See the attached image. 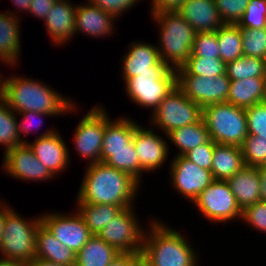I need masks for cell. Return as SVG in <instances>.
<instances>
[{
  "label": "cell",
  "instance_id": "6da1fadb",
  "mask_svg": "<svg viewBox=\"0 0 266 266\" xmlns=\"http://www.w3.org/2000/svg\"><path fill=\"white\" fill-rule=\"evenodd\" d=\"M13 75H2L1 98L14 112L35 111L62 116L77 113L80 109L77 102L74 103L69 96L62 95L50 84Z\"/></svg>",
  "mask_w": 266,
  "mask_h": 266
},
{
  "label": "cell",
  "instance_id": "7a4b0ae2",
  "mask_svg": "<svg viewBox=\"0 0 266 266\" xmlns=\"http://www.w3.org/2000/svg\"><path fill=\"white\" fill-rule=\"evenodd\" d=\"M77 199L82 203L131 207L141 185L129 174L103 162L85 165Z\"/></svg>",
  "mask_w": 266,
  "mask_h": 266
},
{
  "label": "cell",
  "instance_id": "3957f363",
  "mask_svg": "<svg viewBox=\"0 0 266 266\" xmlns=\"http://www.w3.org/2000/svg\"><path fill=\"white\" fill-rule=\"evenodd\" d=\"M148 220V226H144L148 228L144 232L141 257L149 266L200 265L199 252L190 238L156 217Z\"/></svg>",
  "mask_w": 266,
  "mask_h": 266
},
{
  "label": "cell",
  "instance_id": "277c9868",
  "mask_svg": "<svg viewBox=\"0 0 266 266\" xmlns=\"http://www.w3.org/2000/svg\"><path fill=\"white\" fill-rule=\"evenodd\" d=\"M150 17L159 29L156 46L160 59L170 69H179L191 55L196 32L178 11L157 12Z\"/></svg>",
  "mask_w": 266,
  "mask_h": 266
},
{
  "label": "cell",
  "instance_id": "5b68a950",
  "mask_svg": "<svg viewBox=\"0 0 266 266\" xmlns=\"http://www.w3.org/2000/svg\"><path fill=\"white\" fill-rule=\"evenodd\" d=\"M41 215L24 218L6 203L4 234L0 242V258L29 262L36 255L37 230Z\"/></svg>",
  "mask_w": 266,
  "mask_h": 266
},
{
  "label": "cell",
  "instance_id": "8992f818",
  "mask_svg": "<svg viewBox=\"0 0 266 266\" xmlns=\"http://www.w3.org/2000/svg\"><path fill=\"white\" fill-rule=\"evenodd\" d=\"M202 119L217 144L241 147L248 136L245 108L228 102L211 104L202 108Z\"/></svg>",
  "mask_w": 266,
  "mask_h": 266
},
{
  "label": "cell",
  "instance_id": "52a82bcc",
  "mask_svg": "<svg viewBox=\"0 0 266 266\" xmlns=\"http://www.w3.org/2000/svg\"><path fill=\"white\" fill-rule=\"evenodd\" d=\"M149 119L150 125L155 130L158 129L159 132L167 134L175 129L199 122L202 119V108L175 86L149 116Z\"/></svg>",
  "mask_w": 266,
  "mask_h": 266
},
{
  "label": "cell",
  "instance_id": "ba28073f",
  "mask_svg": "<svg viewBox=\"0 0 266 266\" xmlns=\"http://www.w3.org/2000/svg\"><path fill=\"white\" fill-rule=\"evenodd\" d=\"M202 217L214 223L241 222L242 210L226 180H214L193 201Z\"/></svg>",
  "mask_w": 266,
  "mask_h": 266
},
{
  "label": "cell",
  "instance_id": "9c48e42d",
  "mask_svg": "<svg viewBox=\"0 0 266 266\" xmlns=\"http://www.w3.org/2000/svg\"><path fill=\"white\" fill-rule=\"evenodd\" d=\"M123 86L131 102L153 113L176 86V71L139 74L129 78Z\"/></svg>",
  "mask_w": 266,
  "mask_h": 266
},
{
  "label": "cell",
  "instance_id": "30bf717a",
  "mask_svg": "<svg viewBox=\"0 0 266 266\" xmlns=\"http://www.w3.org/2000/svg\"><path fill=\"white\" fill-rule=\"evenodd\" d=\"M135 206L124 208L97 236L119 253H141L145 229ZM142 224V225H141Z\"/></svg>",
  "mask_w": 266,
  "mask_h": 266
},
{
  "label": "cell",
  "instance_id": "8fae6325",
  "mask_svg": "<svg viewBox=\"0 0 266 266\" xmlns=\"http://www.w3.org/2000/svg\"><path fill=\"white\" fill-rule=\"evenodd\" d=\"M90 110V111H89ZM78 121L73 132V148L87 165L101 162V148L105 131V107L94 105Z\"/></svg>",
  "mask_w": 266,
  "mask_h": 266
},
{
  "label": "cell",
  "instance_id": "7c38bea8",
  "mask_svg": "<svg viewBox=\"0 0 266 266\" xmlns=\"http://www.w3.org/2000/svg\"><path fill=\"white\" fill-rule=\"evenodd\" d=\"M170 184L176 194L191 204L214 181L210 170L201 168L184 156H174L169 163Z\"/></svg>",
  "mask_w": 266,
  "mask_h": 266
},
{
  "label": "cell",
  "instance_id": "4fadbf2b",
  "mask_svg": "<svg viewBox=\"0 0 266 266\" xmlns=\"http://www.w3.org/2000/svg\"><path fill=\"white\" fill-rule=\"evenodd\" d=\"M231 80L227 74L214 77L176 75V86L201 108L227 102Z\"/></svg>",
  "mask_w": 266,
  "mask_h": 266
},
{
  "label": "cell",
  "instance_id": "5bb4252c",
  "mask_svg": "<svg viewBox=\"0 0 266 266\" xmlns=\"http://www.w3.org/2000/svg\"><path fill=\"white\" fill-rule=\"evenodd\" d=\"M41 223L76 254L93 235L76 209L68 214L54 210L44 212L41 215Z\"/></svg>",
  "mask_w": 266,
  "mask_h": 266
},
{
  "label": "cell",
  "instance_id": "9a60e30c",
  "mask_svg": "<svg viewBox=\"0 0 266 266\" xmlns=\"http://www.w3.org/2000/svg\"><path fill=\"white\" fill-rule=\"evenodd\" d=\"M3 155L2 171L16 180L37 183L55 179L27 143L16 146Z\"/></svg>",
  "mask_w": 266,
  "mask_h": 266
},
{
  "label": "cell",
  "instance_id": "2e32d148",
  "mask_svg": "<svg viewBox=\"0 0 266 266\" xmlns=\"http://www.w3.org/2000/svg\"><path fill=\"white\" fill-rule=\"evenodd\" d=\"M162 134H157L149 124V127L142 126L141 123L136 122V129L133 136V143L141 169L146 173L154 172L158 168L164 167L169 158V146L167 139ZM165 138V139H164Z\"/></svg>",
  "mask_w": 266,
  "mask_h": 266
},
{
  "label": "cell",
  "instance_id": "e0dca14e",
  "mask_svg": "<svg viewBox=\"0 0 266 266\" xmlns=\"http://www.w3.org/2000/svg\"><path fill=\"white\" fill-rule=\"evenodd\" d=\"M27 144L54 177L68 170L66 168L69 167L71 164L69 162L72 160L70 151L64 137L56 128H46V131Z\"/></svg>",
  "mask_w": 266,
  "mask_h": 266
},
{
  "label": "cell",
  "instance_id": "ac0fdd59",
  "mask_svg": "<svg viewBox=\"0 0 266 266\" xmlns=\"http://www.w3.org/2000/svg\"><path fill=\"white\" fill-rule=\"evenodd\" d=\"M128 49L122 57L121 78L123 84L134 76L144 73H167L170 68L160 59L155 43L133 41L128 44Z\"/></svg>",
  "mask_w": 266,
  "mask_h": 266
},
{
  "label": "cell",
  "instance_id": "d6986e66",
  "mask_svg": "<svg viewBox=\"0 0 266 266\" xmlns=\"http://www.w3.org/2000/svg\"><path fill=\"white\" fill-rule=\"evenodd\" d=\"M84 1L77 4L75 11V35L82 33L83 36L87 34L88 37L101 39L111 37L116 31L115 25L119 20L112 13L102 10L87 0Z\"/></svg>",
  "mask_w": 266,
  "mask_h": 266
},
{
  "label": "cell",
  "instance_id": "ffe728a7",
  "mask_svg": "<svg viewBox=\"0 0 266 266\" xmlns=\"http://www.w3.org/2000/svg\"><path fill=\"white\" fill-rule=\"evenodd\" d=\"M71 0H56L43 20L47 35L54 46L69 44L75 36V11L77 5Z\"/></svg>",
  "mask_w": 266,
  "mask_h": 266
},
{
  "label": "cell",
  "instance_id": "44dd1931",
  "mask_svg": "<svg viewBox=\"0 0 266 266\" xmlns=\"http://www.w3.org/2000/svg\"><path fill=\"white\" fill-rule=\"evenodd\" d=\"M178 13L197 32H215L224 25L215 0H185Z\"/></svg>",
  "mask_w": 266,
  "mask_h": 266
},
{
  "label": "cell",
  "instance_id": "7402d4cb",
  "mask_svg": "<svg viewBox=\"0 0 266 266\" xmlns=\"http://www.w3.org/2000/svg\"><path fill=\"white\" fill-rule=\"evenodd\" d=\"M21 18L0 12V63L5 67L18 66L21 56Z\"/></svg>",
  "mask_w": 266,
  "mask_h": 266
},
{
  "label": "cell",
  "instance_id": "603a6c76",
  "mask_svg": "<svg viewBox=\"0 0 266 266\" xmlns=\"http://www.w3.org/2000/svg\"><path fill=\"white\" fill-rule=\"evenodd\" d=\"M227 183L241 210L260 201V175L257 167L243 166Z\"/></svg>",
  "mask_w": 266,
  "mask_h": 266
},
{
  "label": "cell",
  "instance_id": "cb8c5ba5",
  "mask_svg": "<svg viewBox=\"0 0 266 266\" xmlns=\"http://www.w3.org/2000/svg\"><path fill=\"white\" fill-rule=\"evenodd\" d=\"M35 257L64 266H75L76 262V253L56 239L43 224L37 230Z\"/></svg>",
  "mask_w": 266,
  "mask_h": 266
},
{
  "label": "cell",
  "instance_id": "d4e9b609",
  "mask_svg": "<svg viewBox=\"0 0 266 266\" xmlns=\"http://www.w3.org/2000/svg\"><path fill=\"white\" fill-rule=\"evenodd\" d=\"M266 97V77H252L231 80L227 102L242 108L264 102Z\"/></svg>",
  "mask_w": 266,
  "mask_h": 266
},
{
  "label": "cell",
  "instance_id": "484cf974",
  "mask_svg": "<svg viewBox=\"0 0 266 266\" xmlns=\"http://www.w3.org/2000/svg\"><path fill=\"white\" fill-rule=\"evenodd\" d=\"M243 166V152L240 146L215 143L211 172L214 180H227Z\"/></svg>",
  "mask_w": 266,
  "mask_h": 266
},
{
  "label": "cell",
  "instance_id": "4316f807",
  "mask_svg": "<svg viewBox=\"0 0 266 266\" xmlns=\"http://www.w3.org/2000/svg\"><path fill=\"white\" fill-rule=\"evenodd\" d=\"M101 162L129 174L142 186L141 181L146 173L140 167L133 140L125 148L101 149Z\"/></svg>",
  "mask_w": 266,
  "mask_h": 266
},
{
  "label": "cell",
  "instance_id": "83f0119b",
  "mask_svg": "<svg viewBox=\"0 0 266 266\" xmlns=\"http://www.w3.org/2000/svg\"><path fill=\"white\" fill-rule=\"evenodd\" d=\"M105 109V131L101 149L125 148L132 141L136 129V121L132 117L121 116L110 119Z\"/></svg>",
  "mask_w": 266,
  "mask_h": 266
},
{
  "label": "cell",
  "instance_id": "f1b7e54d",
  "mask_svg": "<svg viewBox=\"0 0 266 266\" xmlns=\"http://www.w3.org/2000/svg\"><path fill=\"white\" fill-rule=\"evenodd\" d=\"M166 135L168 143H173L176 149L179 150L174 153V155L176 154L175 156H183L189 150L210 140L209 132L203 119L197 123L170 131Z\"/></svg>",
  "mask_w": 266,
  "mask_h": 266
},
{
  "label": "cell",
  "instance_id": "f546056e",
  "mask_svg": "<svg viewBox=\"0 0 266 266\" xmlns=\"http://www.w3.org/2000/svg\"><path fill=\"white\" fill-rule=\"evenodd\" d=\"M75 199L77 205L75 209L82 216L85 225L93 235H97L111 219L124 209L119 205L82 203L77 198Z\"/></svg>",
  "mask_w": 266,
  "mask_h": 266
},
{
  "label": "cell",
  "instance_id": "4dcf8cb0",
  "mask_svg": "<svg viewBox=\"0 0 266 266\" xmlns=\"http://www.w3.org/2000/svg\"><path fill=\"white\" fill-rule=\"evenodd\" d=\"M118 254L113 246L97 235H92L76 254L75 266H108Z\"/></svg>",
  "mask_w": 266,
  "mask_h": 266
},
{
  "label": "cell",
  "instance_id": "1f68e13d",
  "mask_svg": "<svg viewBox=\"0 0 266 266\" xmlns=\"http://www.w3.org/2000/svg\"><path fill=\"white\" fill-rule=\"evenodd\" d=\"M216 34L221 60L228 63L243 56L241 28L237 24H224Z\"/></svg>",
  "mask_w": 266,
  "mask_h": 266
},
{
  "label": "cell",
  "instance_id": "d6a6232c",
  "mask_svg": "<svg viewBox=\"0 0 266 266\" xmlns=\"http://www.w3.org/2000/svg\"><path fill=\"white\" fill-rule=\"evenodd\" d=\"M176 71V75L214 77L226 74V63L220 58L189 57Z\"/></svg>",
  "mask_w": 266,
  "mask_h": 266
},
{
  "label": "cell",
  "instance_id": "836d02e7",
  "mask_svg": "<svg viewBox=\"0 0 266 266\" xmlns=\"http://www.w3.org/2000/svg\"><path fill=\"white\" fill-rule=\"evenodd\" d=\"M226 74L230 80L266 77V60L243 55L226 63Z\"/></svg>",
  "mask_w": 266,
  "mask_h": 266
},
{
  "label": "cell",
  "instance_id": "e575fe53",
  "mask_svg": "<svg viewBox=\"0 0 266 266\" xmlns=\"http://www.w3.org/2000/svg\"><path fill=\"white\" fill-rule=\"evenodd\" d=\"M22 144L18 134L16 112L0 98V147L3 145V154Z\"/></svg>",
  "mask_w": 266,
  "mask_h": 266
},
{
  "label": "cell",
  "instance_id": "d590c367",
  "mask_svg": "<svg viewBox=\"0 0 266 266\" xmlns=\"http://www.w3.org/2000/svg\"><path fill=\"white\" fill-rule=\"evenodd\" d=\"M241 36L244 56L266 60V27L260 29L241 28Z\"/></svg>",
  "mask_w": 266,
  "mask_h": 266
},
{
  "label": "cell",
  "instance_id": "8d00e7d4",
  "mask_svg": "<svg viewBox=\"0 0 266 266\" xmlns=\"http://www.w3.org/2000/svg\"><path fill=\"white\" fill-rule=\"evenodd\" d=\"M241 148L246 166L261 167L266 165V139L248 135Z\"/></svg>",
  "mask_w": 266,
  "mask_h": 266
},
{
  "label": "cell",
  "instance_id": "74e56055",
  "mask_svg": "<svg viewBox=\"0 0 266 266\" xmlns=\"http://www.w3.org/2000/svg\"><path fill=\"white\" fill-rule=\"evenodd\" d=\"M189 57L220 58L216 31L195 33L192 51Z\"/></svg>",
  "mask_w": 266,
  "mask_h": 266
},
{
  "label": "cell",
  "instance_id": "f35d334b",
  "mask_svg": "<svg viewBox=\"0 0 266 266\" xmlns=\"http://www.w3.org/2000/svg\"><path fill=\"white\" fill-rule=\"evenodd\" d=\"M19 116H22V117H19ZM50 116L59 117V115H51L48 113H40V112H35V111H26V112L16 113L18 134H19L21 142L27 143L29 140L27 138L25 139L24 137L25 136L29 137V134H31L32 131H34L38 135L39 133L38 128H41L42 125L45 124L43 118L45 117L50 118ZM18 117L21 119V121L19 120Z\"/></svg>",
  "mask_w": 266,
  "mask_h": 266
},
{
  "label": "cell",
  "instance_id": "ab89813d",
  "mask_svg": "<svg viewBox=\"0 0 266 266\" xmlns=\"http://www.w3.org/2000/svg\"><path fill=\"white\" fill-rule=\"evenodd\" d=\"M237 25L240 28L251 29L266 27V0H250Z\"/></svg>",
  "mask_w": 266,
  "mask_h": 266
},
{
  "label": "cell",
  "instance_id": "60d3db41",
  "mask_svg": "<svg viewBox=\"0 0 266 266\" xmlns=\"http://www.w3.org/2000/svg\"><path fill=\"white\" fill-rule=\"evenodd\" d=\"M249 3L250 0H215L224 24H238Z\"/></svg>",
  "mask_w": 266,
  "mask_h": 266
},
{
  "label": "cell",
  "instance_id": "b9f144b4",
  "mask_svg": "<svg viewBox=\"0 0 266 266\" xmlns=\"http://www.w3.org/2000/svg\"><path fill=\"white\" fill-rule=\"evenodd\" d=\"M248 135L266 139V103L262 102L245 108Z\"/></svg>",
  "mask_w": 266,
  "mask_h": 266
},
{
  "label": "cell",
  "instance_id": "7bdbcfd3",
  "mask_svg": "<svg viewBox=\"0 0 266 266\" xmlns=\"http://www.w3.org/2000/svg\"><path fill=\"white\" fill-rule=\"evenodd\" d=\"M260 233H266V202H256L242 210L241 221Z\"/></svg>",
  "mask_w": 266,
  "mask_h": 266
},
{
  "label": "cell",
  "instance_id": "ee69618b",
  "mask_svg": "<svg viewBox=\"0 0 266 266\" xmlns=\"http://www.w3.org/2000/svg\"><path fill=\"white\" fill-rule=\"evenodd\" d=\"M214 148L215 142L210 139L207 143L189 150L183 156L197 166L211 171Z\"/></svg>",
  "mask_w": 266,
  "mask_h": 266
},
{
  "label": "cell",
  "instance_id": "f6af8a7d",
  "mask_svg": "<svg viewBox=\"0 0 266 266\" xmlns=\"http://www.w3.org/2000/svg\"><path fill=\"white\" fill-rule=\"evenodd\" d=\"M95 6L100 7L102 10L112 13L117 19L126 14L125 11H130L136 4L141 3L143 0H87ZM119 16V17H118Z\"/></svg>",
  "mask_w": 266,
  "mask_h": 266
},
{
  "label": "cell",
  "instance_id": "bcb514c9",
  "mask_svg": "<svg viewBox=\"0 0 266 266\" xmlns=\"http://www.w3.org/2000/svg\"><path fill=\"white\" fill-rule=\"evenodd\" d=\"M55 1L56 0H32L28 14L43 21L54 6Z\"/></svg>",
  "mask_w": 266,
  "mask_h": 266
},
{
  "label": "cell",
  "instance_id": "7dc6e473",
  "mask_svg": "<svg viewBox=\"0 0 266 266\" xmlns=\"http://www.w3.org/2000/svg\"><path fill=\"white\" fill-rule=\"evenodd\" d=\"M185 0H150L149 14L162 11H177Z\"/></svg>",
  "mask_w": 266,
  "mask_h": 266
},
{
  "label": "cell",
  "instance_id": "c3c4849f",
  "mask_svg": "<svg viewBox=\"0 0 266 266\" xmlns=\"http://www.w3.org/2000/svg\"><path fill=\"white\" fill-rule=\"evenodd\" d=\"M140 257L141 253H119L108 266H132Z\"/></svg>",
  "mask_w": 266,
  "mask_h": 266
},
{
  "label": "cell",
  "instance_id": "681fc988",
  "mask_svg": "<svg viewBox=\"0 0 266 266\" xmlns=\"http://www.w3.org/2000/svg\"><path fill=\"white\" fill-rule=\"evenodd\" d=\"M11 2L14 4L13 7H15L14 12L13 10H8V14L13 15L17 18H20L18 16V13H29V7L32 2V0H11ZM19 11V12H18ZM24 11V12H23Z\"/></svg>",
  "mask_w": 266,
  "mask_h": 266
},
{
  "label": "cell",
  "instance_id": "f907efd6",
  "mask_svg": "<svg viewBox=\"0 0 266 266\" xmlns=\"http://www.w3.org/2000/svg\"><path fill=\"white\" fill-rule=\"evenodd\" d=\"M257 168L260 175V201L266 202V165Z\"/></svg>",
  "mask_w": 266,
  "mask_h": 266
},
{
  "label": "cell",
  "instance_id": "816d5d0a",
  "mask_svg": "<svg viewBox=\"0 0 266 266\" xmlns=\"http://www.w3.org/2000/svg\"><path fill=\"white\" fill-rule=\"evenodd\" d=\"M6 201H2L0 203V242L4 234V226H5V219H6Z\"/></svg>",
  "mask_w": 266,
  "mask_h": 266
},
{
  "label": "cell",
  "instance_id": "f5cc1de1",
  "mask_svg": "<svg viewBox=\"0 0 266 266\" xmlns=\"http://www.w3.org/2000/svg\"><path fill=\"white\" fill-rule=\"evenodd\" d=\"M28 266H64V265H60L58 263L46 261L44 259L35 257L28 262Z\"/></svg>",
  "mask_w": 266,
  "mask_h": 266
},
{
  "label": "cell",
  "instance_id": "db71d44e",
  "mask_svg": "<svg viewBox=\"0 0 266 266\" xmlns=\"http://www.w3.org/2000/svg\"><path fill=\"white\" fill-rule=\"evenodd\" d=\"M0 266H28V262H20V261L0 258Z\"/></svg>",
  "mask_w": 266,
  "mask_h": 266
},
{
  "label": "cell",
  "instance_id": "11a10c76",
  "mask_svg": "<svg viewBox=\"0 0 266 266\" xmlns=\"http://www.w3.org/2000/svg\"><path fill=\"white\" fill-rule=\"evenodd\" d=\"M132 266H149V264L140 257Z\"/></svg>",
  "mask_w": 266,
  "mask_h": 266
},
{
  "label": "cell",
  "instance_id": "9f6ffc18",
  "mask_svg": "<svg viewBox=\"0 0 266 266\" xmlns=\"http://www.w3.org/2000/svg\"><path fill=\"white\" fill-rule=\"evenodd\" d=\"M2 71H0V98H1V92H2Z\"/></svg>",
  "mask_w": 266,
  "mask_h": 266
}]
</instances>
